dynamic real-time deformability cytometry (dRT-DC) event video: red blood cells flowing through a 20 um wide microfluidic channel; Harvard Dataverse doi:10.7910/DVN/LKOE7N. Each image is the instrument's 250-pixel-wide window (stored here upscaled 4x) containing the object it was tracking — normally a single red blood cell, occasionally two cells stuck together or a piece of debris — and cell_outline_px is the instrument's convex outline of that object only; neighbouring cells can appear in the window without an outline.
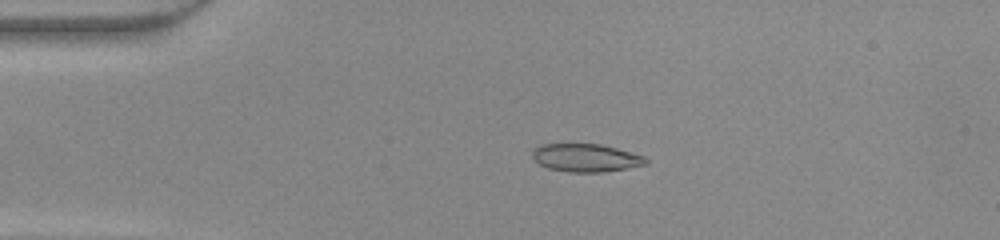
{"species": "common noctule bat (a hibernating species)", "species_latin": "Nyctalus noctula", "temperature_condition": "warm", "stored_images_in_passage": 49, "camera_frame_rate_fps": 3000, "um_per_image_px": 0.085, "animal": {"sex": "female", "body_mass_g": 22.0, "forearm_length_mm": 56.7}, "frame": {"image": 1, "passage_image": 11, "time_ms": 3.333, "image_size_px": [1000, 240], "cell_outline_px": [[648, 164], [604, 172], [568, 172], [548, 168], [540, 164], [532, 156], [532, 152], [540, 144], [600, 144], [616, 148], [644, 156], [648, 160]], "centroid_in_image_um": [49.81, 13.42], "position_along_channel_um": 35.2, "area_um2": 18.38}}
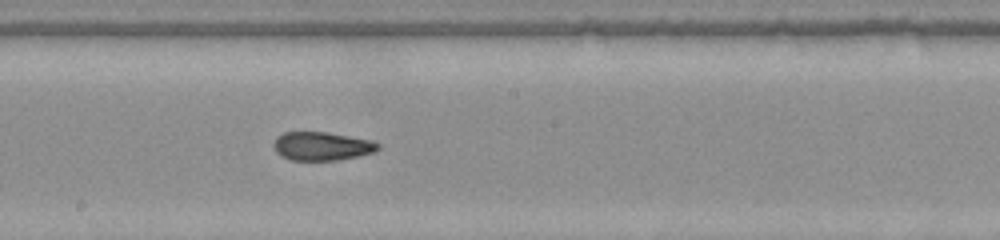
{"frame": {"image": 2, "passage_image": 27, "time_ms": 8.667, "image_size_px": [1000, 240], "cell_outline_px": [[380, 148], [372, 152], [360, 156], [336, 160], [292, 160], [280, 156], [276, 152], [272, 144], [276, 136], [284, 132], [328, 132], [368, 140], [380, 144]], "centroid_in_image_um": [27.3, 12.42], "position_along_channel_um": 220.9, "area_um2": 17.34}}
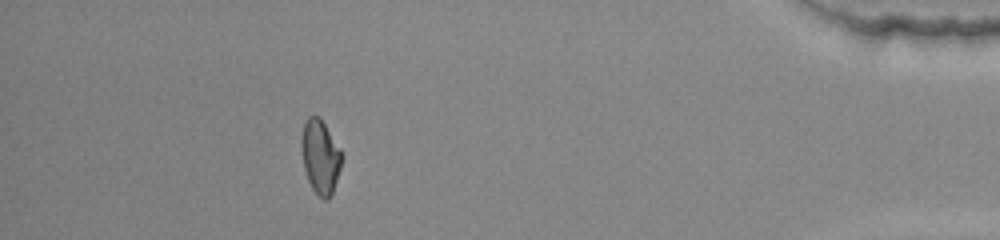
{"frame": {"image": 3, "passage_image": 44, "time_ms": 14.333, "image_size_px": [1000, 240], "cell_outline_px": [[344, 156], [332, 192], [328, 200], [324, 200], [312, 188], [308, 180], [304, 168], [300, 144], [300, 140], [304, 124], [308, 116], [320, 116], [340, 148]], "centroid_in_image_um": [27.23, 13.28], "position_along_channel_um": 408.0, "area_um2": 17.4}}